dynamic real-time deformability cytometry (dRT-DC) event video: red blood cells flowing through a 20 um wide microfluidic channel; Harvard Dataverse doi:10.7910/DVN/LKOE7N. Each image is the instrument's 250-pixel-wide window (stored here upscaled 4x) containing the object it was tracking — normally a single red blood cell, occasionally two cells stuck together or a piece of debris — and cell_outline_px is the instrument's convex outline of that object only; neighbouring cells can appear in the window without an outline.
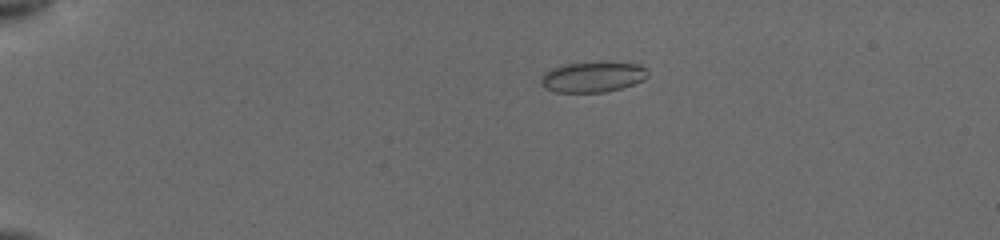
{"species": "common noctule bat (a hibernating species)", "species_latin": "Nyctalus noctula", "temperature_condition": "cold", "stored_images_in_passage": 14, "camera_frame_rate_fps": 3000, "um_per_image_px": 0.085, "animal": {"sex": "female", "body_mass_g": 19.5, "forearm_length_mm": 54.1}, "frame": {"image": 1, "passage_image": 1, "time_ms": 0.0, "image_size_px": [1000, 240], "cell_outline_px": [[648, 76], [644, 80], [620, 88], [604, 92], [556, 92], [544, 88], [540, 84], [540, 76], [544, 72], [552, 68], [564, 64], [600, 60], [604, 60], [640, 64], [648, 68]], "centroid_in_image_um": [50.39, 6.5], "position_along_channel_um": 34.6, "area_um2": 19.71}}
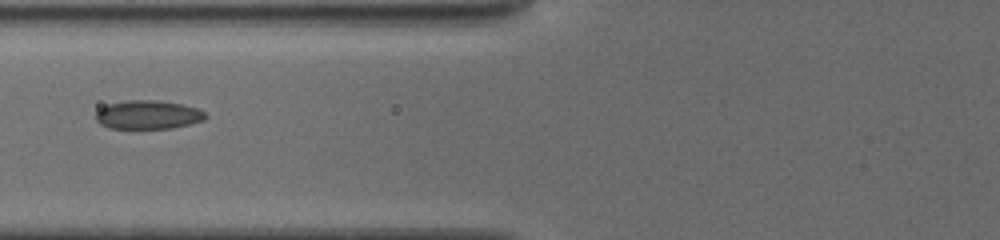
{"frame": {"image": 2, "passage_image": 11, "time_ms": 4.0, "image_size_px": [1000, 240], "cell_outline_px": [[208, 116], [204, 120], [172, 128], [108, 128], [100, 124], [96, 120], [96, 112], [100, 108], [108, 104], [128, 100], [160, 100], [180, 104], [196, 108], [204, 112]], "centroid_in_image_um": [12.56, 9.75], "position_along_channel_um": 113.2, "area_um2": 18.26}}
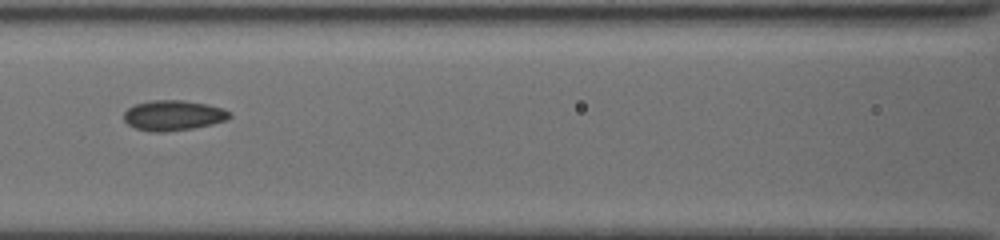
{"frame": {"image": 3, "passage_image": 13, "time_ms": 5.0, "image_size_px": [1000, 240], "cell_outline_px": [[232, 116], [228, 120], [212, 124], [192, 128], [164, 132], [152, 132], [136, 128], [128, 124], [124, 120], [124, 112], [128, 108], [136, 104], [152, 100], [184, 100], [208, 104], [224, 108], [232, 112]], "centroid_in_image_um": [14.78, 9.8], "position_along_channel_um": 151.8, "area_um2": 18.79}}